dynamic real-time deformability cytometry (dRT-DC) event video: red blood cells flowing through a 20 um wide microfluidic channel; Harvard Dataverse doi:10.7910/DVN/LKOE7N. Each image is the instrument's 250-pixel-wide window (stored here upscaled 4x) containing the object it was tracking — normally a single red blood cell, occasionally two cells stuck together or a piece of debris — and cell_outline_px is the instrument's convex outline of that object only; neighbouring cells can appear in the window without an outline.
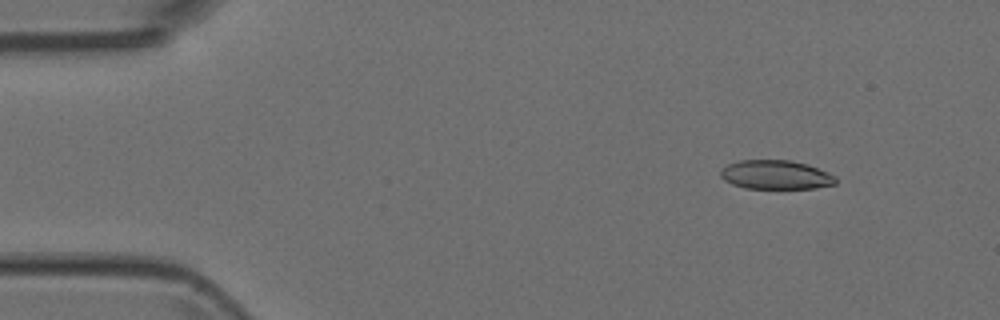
{"species": "Egyptian fruit bat (a non-hibernating species)", "species_latin": "Rousettus aegyptiacus", "temperature_condition": "room temperature", "stored_images_in_passage": 4, "camera_frame_rate_fps": 3000, "um_per_image_px": 0.085, "animal": {"sex": "female"}, "frame": {"image": 1, "passage_image": 2, "time_ms": 0.333, "image_size_px": [1000, 320], "cell_outline_px": [[836, 184], [816, 188], [744, 188], [732, 184], [724, 180], [720, 176], [720, 168], [728, 164], [740, 160], [792, 160], [808, 164], [836, 176]], "centroid_in_image_um": [65.92, 14.85], "position_along_channel_um": 19.1, "area_um2": 19.59}}
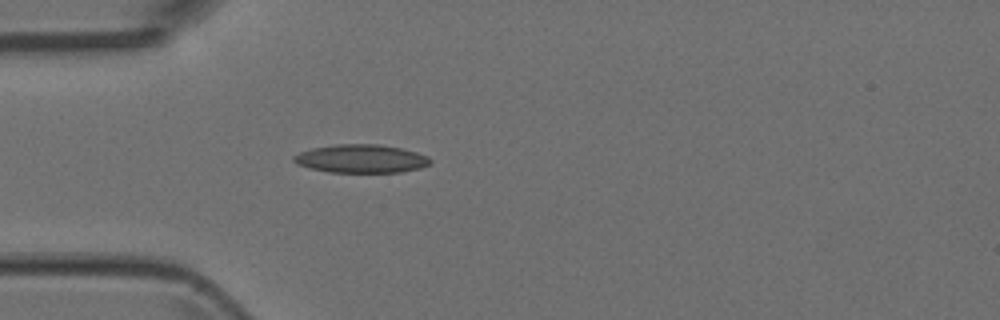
{"frame": {"image": 2, "passage_image": 4, "time_ms": 1.0, "image_size_px": [1000, 320], "cell_outline_px": [[432, 164], [420, 168], [400, 172], [328, 172], [308, 168], [296, 164], [292, 160], [292, 156], [300, 152], [312, 148], [336, 144], [380, 144], [400, 148], [416, 152], [428, 156], [432, 160]], "centroid_in_image_um": [30.69, 13.49], "position_along_channel_um": 54.3, "area_um2": 22.72}}